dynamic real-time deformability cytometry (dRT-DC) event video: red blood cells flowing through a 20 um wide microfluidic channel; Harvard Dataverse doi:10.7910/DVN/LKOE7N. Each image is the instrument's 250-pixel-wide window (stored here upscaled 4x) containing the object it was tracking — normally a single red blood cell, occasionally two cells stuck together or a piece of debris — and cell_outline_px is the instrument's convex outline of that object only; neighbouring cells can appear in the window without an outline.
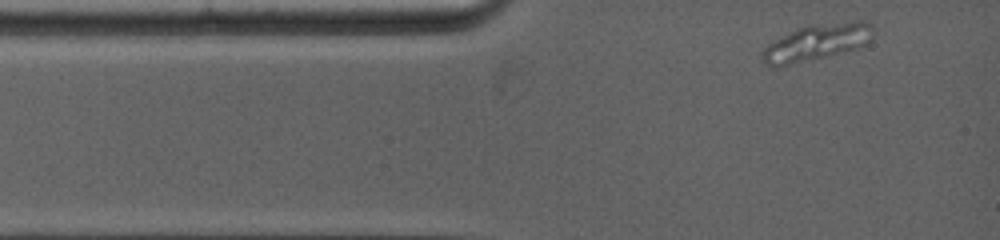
{"species": "common noctule bat (a hibernating species)", "species_latin": "Nyctalus noctula", "temperature_condition": "warm", "stored_images_in_passage": 26, "camera_frame_rate_fps": 5000, "um_per_image_px": 0.085, "animal": {"sex": "female", "body_mass_g": 19.0, "forearm_length_mm": 53.3}, "frame": {"image": 1, "passage_image": 1, "time_ms": 0.0, "image_size_px": [1000, 240], "cell_outline_px": [[872, 28], [868, 40], [860, 48], [776, 68], [772, 68], [764, 64], [760, 56], [760, 52], [768, 44], [808, 24], [860, 20], [864, 20]], "centroid_in_image_um": [69.36, 3.62], "position_along_channel_um": 15.6, "area_um2": 23.41}}
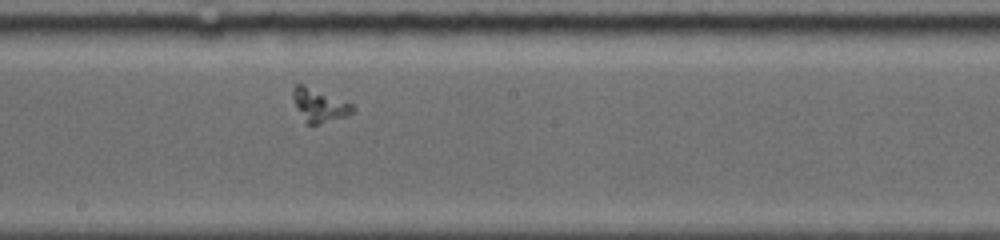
{"frame": {"image": 2, "passage_image": 15, "time_ms": 6.0, "image_size_px": [1000, 240], "cell_outline_px": [[356, 112], [348, 116], [316, 124], [308, 124], [296, 104], [292, 96], [292, 88], [296, 84], [304, 84], [352, 104], [356, 108]], "centroid_in_image_um": [27.19, 8.93], "position_along_channel_um": 221.0, "area_um2": 11.27}}
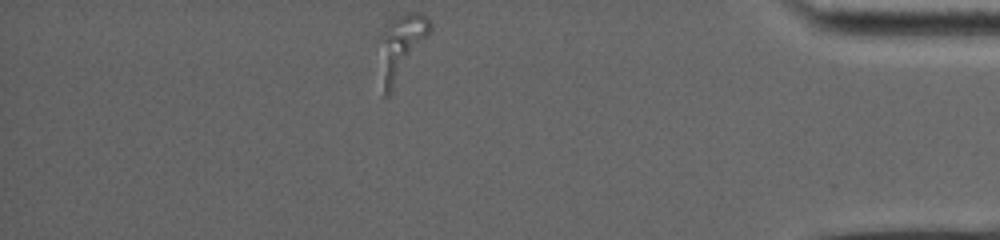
{"frame": {"image": 3, "passage_image": 26, "time_ms": 11.8, "image_size_px": [1000, 240], "cell_outline_px": [[432, 28], [428, 36], [388, 92], [384, 96], [384, 76], [388, 36], [392, 20], [408, 12], [420, 12], [432, 24]], "centroid_in_image_um": [34.33, 3.77], "position_along_channel_um": 400.9, "area_um2": 15.26}}